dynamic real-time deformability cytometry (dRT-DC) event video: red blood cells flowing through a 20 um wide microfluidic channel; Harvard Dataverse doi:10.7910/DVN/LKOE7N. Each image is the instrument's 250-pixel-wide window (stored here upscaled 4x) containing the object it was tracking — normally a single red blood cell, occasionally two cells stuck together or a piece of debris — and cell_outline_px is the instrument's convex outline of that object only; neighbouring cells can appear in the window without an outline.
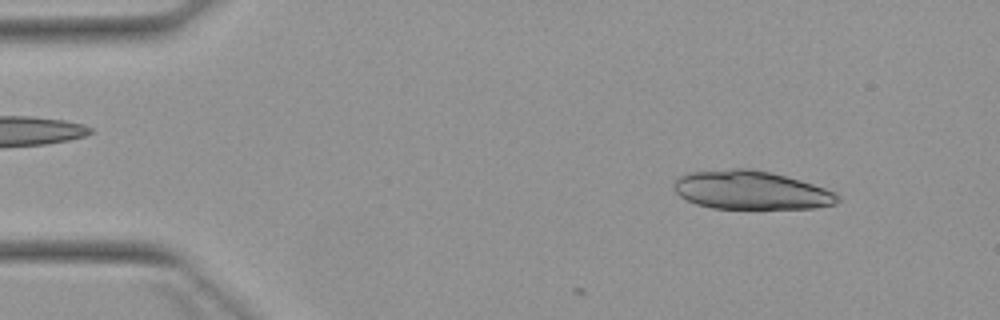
{"species": "Egyptian fruit bat (a non-hibernating species)", "species_latin": "Rousettus aegyptiacus", "temperature_condition": "warm", "stored_images_in_passage": 4, "camera_frame_rate_fps": 3000, "um_per_image_px": 0.085, "animal": {"sex": "female"}, "frame": {"image": 1, "passage_image": 1, "time_ms": 0.0, "image_size_px": [1000, 320], "cell_outline_px": [[840, 200], [836, 204], [816, 208], [712, 208], [696, 204], [680, 196], [672, 188], [676, 180], [680, 176], [688, 172], [732, 168], [752, 168], [772, 172], [800, 180], [836, 192], [840, 196]], "centroid_in_image_um": [63.84, 16.15], "position_along_channel_um": 21.2, "area_um2": 36.93}}